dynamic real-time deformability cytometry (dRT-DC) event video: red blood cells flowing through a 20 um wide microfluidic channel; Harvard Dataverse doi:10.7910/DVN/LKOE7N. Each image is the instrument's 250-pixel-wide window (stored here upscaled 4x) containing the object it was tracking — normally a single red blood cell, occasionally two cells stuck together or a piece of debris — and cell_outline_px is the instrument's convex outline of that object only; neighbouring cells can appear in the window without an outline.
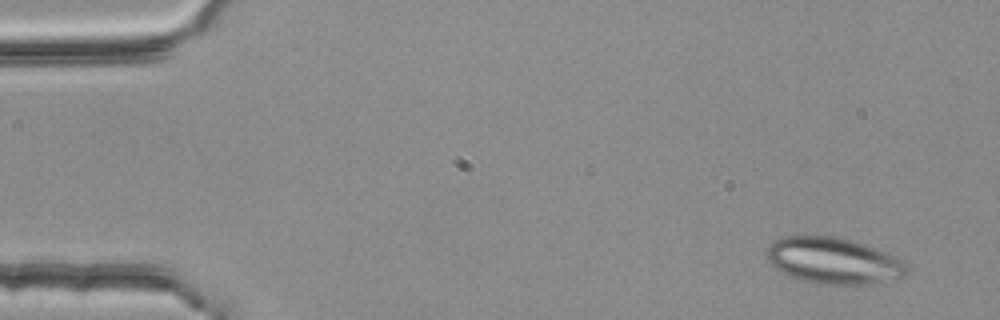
{"species": "common noctule bat (a hibernating species)", "species_latin": "Nyctalus noctula", "temperature_condition": "room temperature", "stored_images_in_passage": 6, "segment_of_instrument_passage": [1, 2], "camera_frame_rate_fps": 3000, "um_per_image_px": 0.085, "animal": {"sex": "female", "body_mass_g": 25.1}, "frame": {"image": 1, "passage_image": 1, "time_ms": 0.0, "image_size_px": [1000, 320], "cell_outline_px": [[908, 276], [868, 284], [824, 284], [804, 280], [792, 276], [776, 268], [768, 260], [764, 252], [776, 240], [784, 236], [832, 236], [852, 240], [864, 244], [904, 260], [908, 264]], "centroid_in_image_um": [70.89, 22.16], "position_along_channel_um": 14.1, "area_um2": 37.45}}